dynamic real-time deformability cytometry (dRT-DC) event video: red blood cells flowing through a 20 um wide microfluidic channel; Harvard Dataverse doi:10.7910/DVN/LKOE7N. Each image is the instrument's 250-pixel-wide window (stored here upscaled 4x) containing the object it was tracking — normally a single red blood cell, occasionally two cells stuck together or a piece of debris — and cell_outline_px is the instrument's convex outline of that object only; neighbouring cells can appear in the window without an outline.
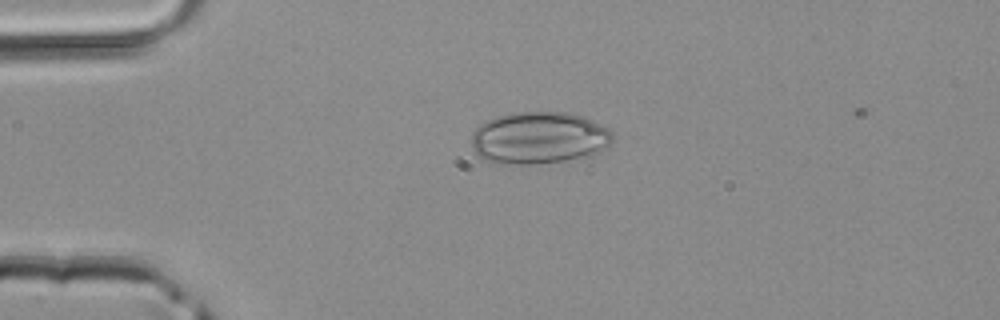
{"species": "common noctule bat (a hibernating species)", "species_latin": "Nyctalus noctula", "temperature_condition": "room temperature", "stored_images_in_passage": 4, "camera_frame_rate_fps": 3000, "um_per_image_px": 0.085, "animal": {"sex": "male", "body_mass_g": 20.4}, "frame": {"image": 1, "passage_image": 3, "time_ms": 0.667, "image_size_px": [1000, 320], "cell_outline_px": [[612, 140], [600, 152], [592, 156], [564, 160], [532, 164], [500, 164], [484, 160], [472, 148], [472, 132], [484, 120], [496, 116], [520, 112], [572, 112], [600, 124], [608, 128], [612, 132]], "centroid_in_image_um": [45.79, 11.72], "position_along_channel_um": 39.2, "area_um2": 43.06}}